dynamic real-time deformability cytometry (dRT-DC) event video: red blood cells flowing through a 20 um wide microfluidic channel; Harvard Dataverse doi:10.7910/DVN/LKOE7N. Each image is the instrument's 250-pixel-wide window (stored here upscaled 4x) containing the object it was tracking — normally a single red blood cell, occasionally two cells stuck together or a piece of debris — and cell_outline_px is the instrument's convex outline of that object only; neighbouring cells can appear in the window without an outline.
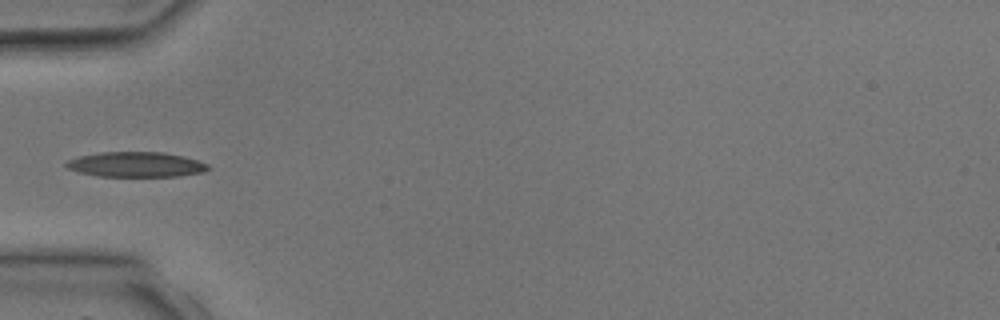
{"species": "common noctule bat (a hibernating species)", "species_latin": "Nyctalus noctula", "temperature_condition": "room temperature", "stored_images_in_passage": 1, "camera_frame_rate_fps": 3000, "um_per_image_px": 0.085, "animal": {"sex": "male", "body_mass_g": 17.9, "forearm_length_mm": 54.2}, "frame": {"image": 1, "passage_image": 1, "time_ms": 0.0, "image_size_px": [1000, 320], "cell_outline_px": [[212, 168], [200, 172], [176, 176], [100, 176], [80, 172], [68, 168], [64, 164], [68, 160], [80, 156], [100, 152], [164, 152], [184, 156], [208, 164]], "centroid_in_image_um": [11.57, 13.97], "position_along_channel_um": 73.4, "area_um2": 20.52}}